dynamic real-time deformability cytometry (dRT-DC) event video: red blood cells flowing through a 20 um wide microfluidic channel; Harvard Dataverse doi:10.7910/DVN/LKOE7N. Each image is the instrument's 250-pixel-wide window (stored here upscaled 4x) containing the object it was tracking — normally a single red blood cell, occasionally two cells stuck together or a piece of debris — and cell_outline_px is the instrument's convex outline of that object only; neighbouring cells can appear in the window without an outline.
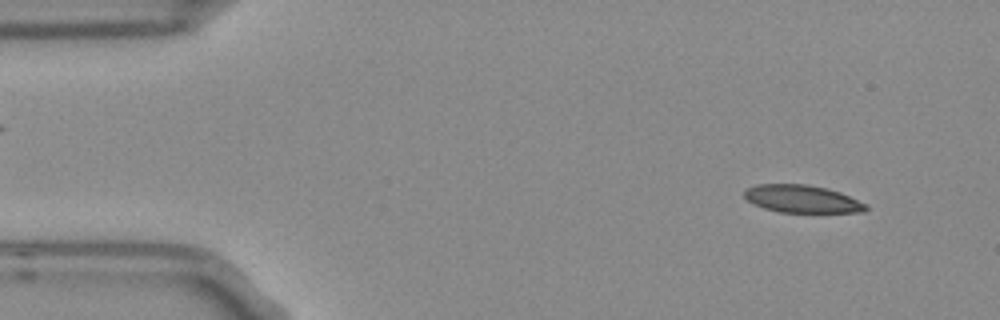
{"species": "Egyptian fruit bat (a non-hibernating species)", "species_latin": "Rousettus aegyptiacus", "temperature_condition": "room temperature", "stored_images_in_passage": 4, "camera_frame_rate_fps": 3000, "um_per_image_px": 0.085, "frame": {"image": 1, "passage_image": 1, "time_ms": 0.0, "image_size_px": [1000, 320], "cell_outline_px": [[868, 208], [864, 212], [780, 212], [764, 208], [752, 204], [744, 196], [744, 188], [756, 184], [808, 184], [840, 192], [868, 204]], "centroid_in_image_um": [68.15, 16.9], "position_along_channel_um": 16.8, "area_um2": 19.65}}